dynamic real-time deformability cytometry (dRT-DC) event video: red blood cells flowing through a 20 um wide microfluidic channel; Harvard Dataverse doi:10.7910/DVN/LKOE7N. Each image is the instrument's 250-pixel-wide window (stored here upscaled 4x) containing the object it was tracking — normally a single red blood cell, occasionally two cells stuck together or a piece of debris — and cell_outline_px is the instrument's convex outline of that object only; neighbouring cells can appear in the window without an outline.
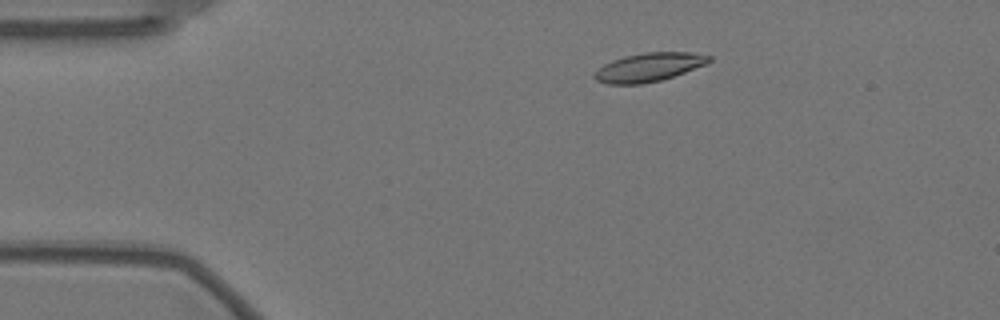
{"species": "Egyptian fruit bat (a non-hibernating species)", "species_latin": "Rousettus aegyptiacus", "temperature_condition": "warm", "stored_images_in_passage": 49, "camera_frame_rate_fps": 3000, "um_per_image_px": 0.085, "animal": {"sex": "female"}, "frame": {"image": 1, "passage_image": 2, "time_ms": 0.333, "image_size_px": [1000, 320], "cell_outline_px": [[712, 60], [708, 64], [660, 80], [644, 84], [608, 84], [596, 80], [592, 76], [604, 64], [612, 60], [624, 56], [644, 52], [692, 52], [712, 56]], "centroid_in_image_um": [55.18, 5.7], "position_along_channel_um": 29.8, "area_um2": 19.13}}
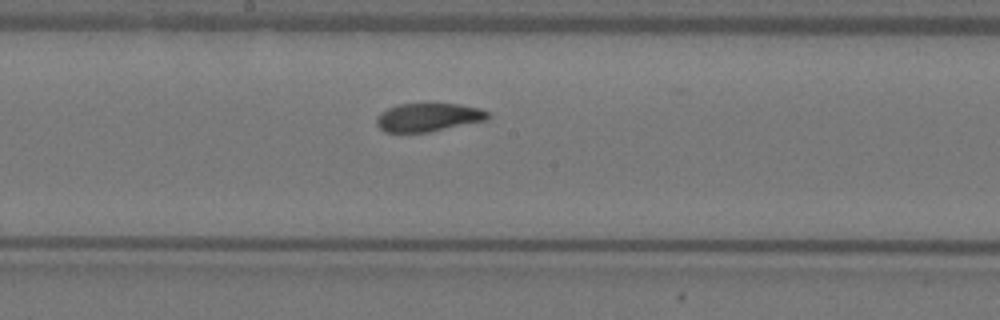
{"frame": {"image": 2, "passage_image": 22, "time_ms": 7.0, "image_size_px": [1000, 320], "cell_outline_px": [[488, 120], [428, 132], [384, 132], [376, 124], [376, 116], [380, 112], [388, 108], [400, 104], [460, 104], [480, 108], [488, 112]], "centroid_in_image_um": [36.39, 9.97], "position_along_channel_um": 211.8, "area_um2": 18.38}}
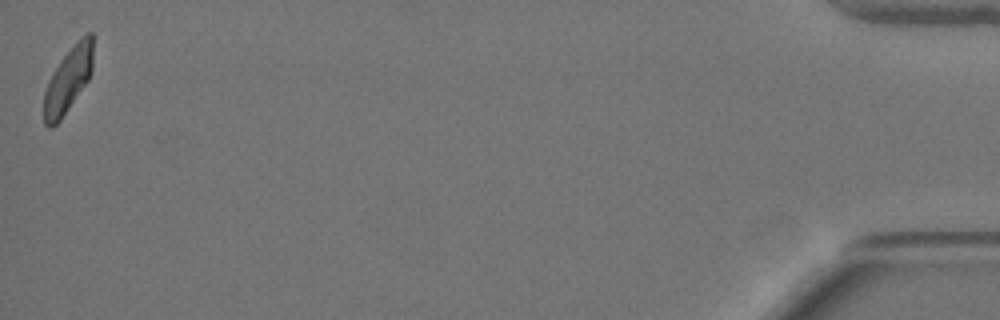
{"frame": {"image": 3, "passage_image": 49, "time_ms": 16.0, "image_size_px": [1000, 320], "cell_outline_px": [[92, 72], [88, 80], [60, 120], [52, 128], [48, 128], [44, 124], [44, 92], [48, 80], [52, 72], [60, 60], [88, 32], [92, 32]], "centroid_in_image_um": [5.76, 6.85], "position_along_channel_um": 429.4, "area_um2": 18.21}, "authors_computed_cell_mechanics": {"area_um2": 19.1896, "velocity_mm_per_s": 3.4977, "shape_relaxation_time_tau1_ms": 6.2783, "shape_relaxation_time_tau2_ms": 2.1741, "deformation_change_tau1": 0.1873, "deformation_change_tau2": 0.0791}}